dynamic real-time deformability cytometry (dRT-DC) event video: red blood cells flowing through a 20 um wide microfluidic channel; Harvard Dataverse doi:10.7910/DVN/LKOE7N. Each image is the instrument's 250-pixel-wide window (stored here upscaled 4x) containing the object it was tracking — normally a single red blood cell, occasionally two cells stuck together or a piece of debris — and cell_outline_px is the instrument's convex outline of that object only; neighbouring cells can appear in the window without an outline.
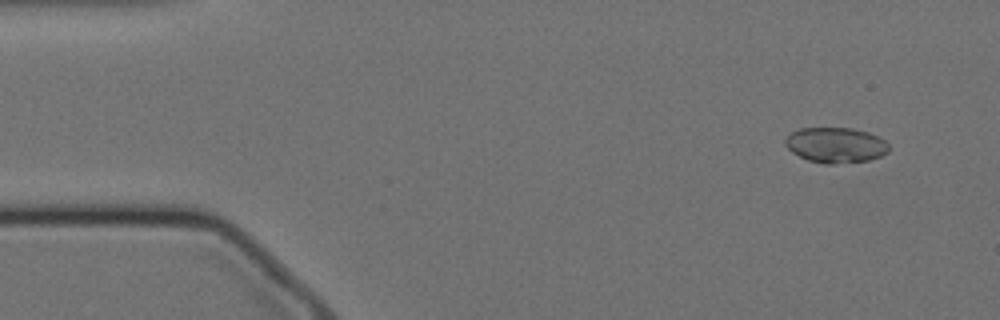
{"species": "Egyptian fruit bat (a non-hibernating species)", "species_latin": "Rousettus aegyptiacus", "temperature_condition": "cold", "stored_images_in_passage": 59, "camera_frame_rate_fps": 3000, "um_per_image_px": 0.085, "animal": {"sex": "female"}, "frame": {"image": 1, "passage_image": 5, "time_ms": 1.333, "image_size_px": [1000, 320], "cell_outline_px": [[888, 152], [880, 156], [868, 160], [832, 164], [824, 164], [808, 160], [792, 152], [784, 144], [784, 140], [792, 132], [800, 128], [852, 128], [868, 132], [880, 136], [888, 144]], "centroid_in_image_um": [71.03, 12.32], "position_along_channel_um": 14.0, "area_um2": 21.33}}
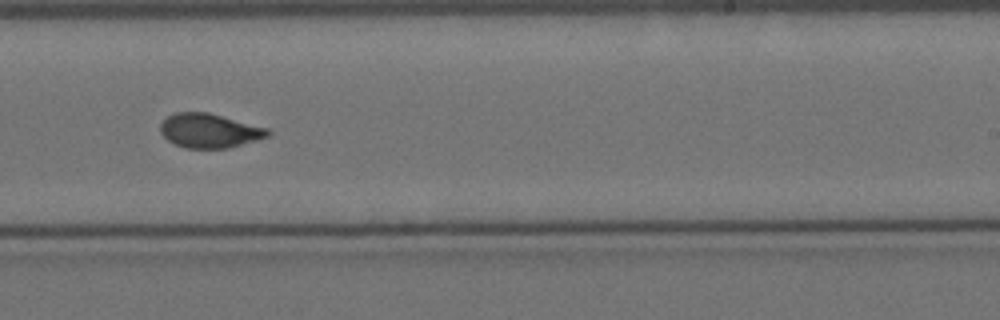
{"frame": {"image": 2, "passage_image": 36, "time_ms": 11.667, "image_size_px": [1000, 320], "cell_outline_px": [[272, 132], [268, 136], [256, 140], [228, 148], [184, 148], [168, 140], [160, 132], [160, 124], [168, 116], [176, 112], [208, 112], [268, 128]], "centroid_in_image_um": [17.8, 11.1], "position_along_channel_um": 271.2, "area_um2": 21.33}}
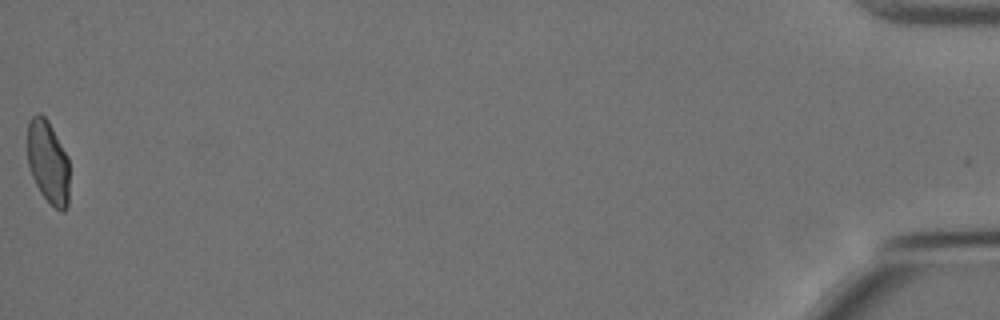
{"frame": {"image": 3, "passage_image": 59, "time_ms": 19.333, "image_size_px": [1000, 320], "cell_outline_px": [[68, 204], [64, 212], [60, 212], [40, 192], [32, 176], [28, 164], [28, 120], [32, 116], [40, 112], [48, 120], [68, 156]], "centroid_in_image_um": [4.08, 13.75], "position_along_channel_um": 431.1, "area_um2": 20.23}, "authors_computed_cell_mechanics": {"area_um2": 21.5016, "velocity_mm_per_s": 3.4624, "shape_relaxation_time_tau1_ms": 7.6181, "shape_relaxation_time_tau2_ms": 0.42, "deformation_change_tau1": 0.1435, "deformation_change_tau2": 0.0254}}